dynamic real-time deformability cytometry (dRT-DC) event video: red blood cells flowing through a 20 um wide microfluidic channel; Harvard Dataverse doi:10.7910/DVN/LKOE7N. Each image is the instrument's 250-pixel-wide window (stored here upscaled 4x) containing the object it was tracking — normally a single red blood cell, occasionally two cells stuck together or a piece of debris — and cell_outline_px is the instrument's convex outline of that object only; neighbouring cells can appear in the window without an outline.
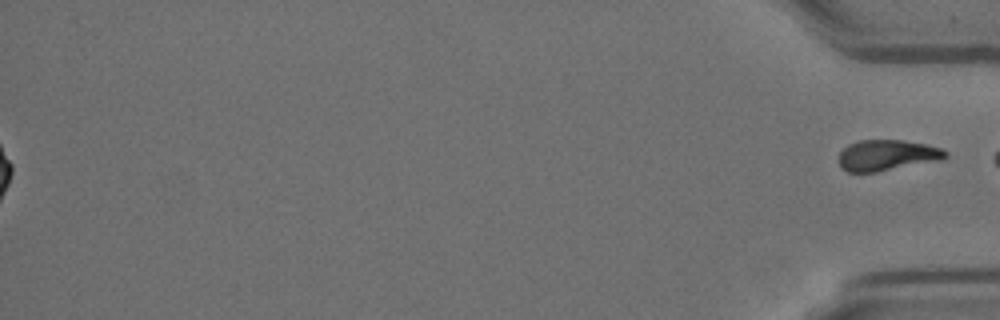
{"species": "Egyptian fruit bat (a non-hibernating species)", "species_latin": "Rousettus aegyptiacus", "temperature_condition": "room temperature", "stored_images_in_passage": 57, "segment_of_instrument_passage": [2, 2], "camera_frame_rate_fps": 3000, "um_per_image_px": 0.085, "animal": {"sex": "female"}, "frame": {"image": 1, "passage_image": 57, "time_ms": 18.667, "image_size_px": [1000, 320], "cell_outline_px": [[948, 156], [940, 160], [876, 172], [848, 172], [840, 168], [840, 152], [848, 144], [860, 140], [904, 140], [924, 144], [940, 148], [948, 152]], "centroid_in_image_um": [75.39, 13.19], "position_along_channel_um": 359.8, "area_um2": 19.07}}